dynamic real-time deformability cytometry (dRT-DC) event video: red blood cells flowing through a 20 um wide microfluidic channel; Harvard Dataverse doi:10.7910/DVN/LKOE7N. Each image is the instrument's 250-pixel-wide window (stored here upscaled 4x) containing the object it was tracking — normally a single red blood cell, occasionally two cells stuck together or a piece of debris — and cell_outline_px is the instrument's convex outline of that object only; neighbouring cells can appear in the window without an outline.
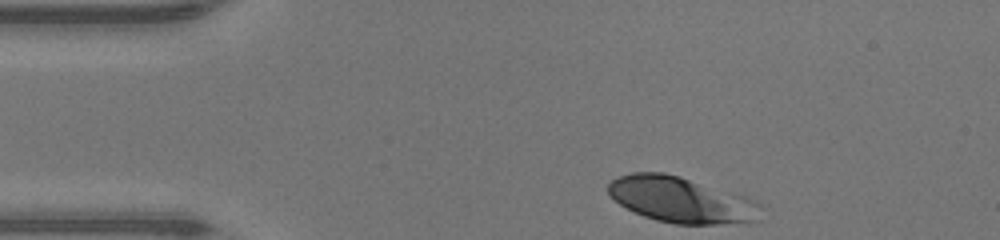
{"species": "human", "species_latin": "Homo sapiens", "temperature_condition": "warm", "stored_images_in_passage": 32, "camera_frame_rate_fps": 3000, "um_per_image_px": 0.085, "donor": {"sex": "male"}, "frame": {"image": 1, "passage_image": 1, "time_ms": 0.0, "image_size_px": [1000, 240], "cell_outline_px": [[760, 220], [716, 224], [676, 224], [656, 220], [644, 216], [620, 204], [608, 192], [608, 184], [612, 180], [620, 176], [632, 172], [664, 172], [680, 176], [748, 196], [756, 200], [760, 204]], "centroid_in_image_um": [57.94, 16.97], "position_along_channel_um": 27.1, "area_um2": 40.69}}
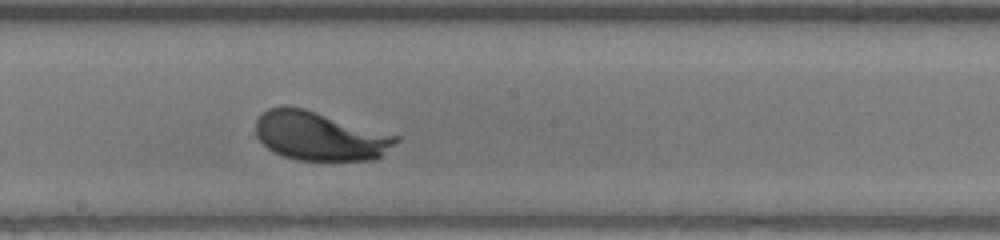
{"frame": {"image": 2, "passage_image": 19, "time_ms": 6.0, "image_size_px": [1000, 240], "cell_outline_px": [[400, 140], [376, 160], [296, 160], [272, 152], [256, 136], [256, 120], [268, 108], [304, 108], [400, 136]], "centroid_in_image_um": [27.21, 11.59], "position_along_channel_um": 221.0, "area_um2": 39.59}}
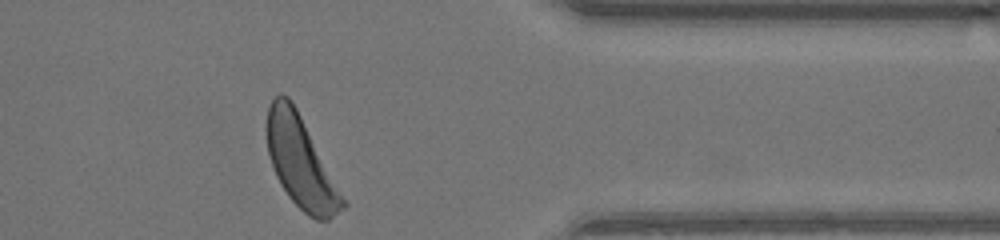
{"frame": {"image": 3, "passage_image": 32, "time_ms": 10.333, "image_size_px": [1000, 240], "cell_outline_px": [[348, 204], [344, 208], [328, 220], [316, 220], [308, 216], [288, 196], [280, 184], [272, 168], [268, 152], [264, 128], [268, 104], [280, 92], [288, 96], [296, 108]], "centroid_in_image_um": [25.52, 13.78], "position_along_channel_um": 385.9, "area_um2": 40.17}, "authors_computed_cell_mechanics": {"area_um2": 40.1421, "velocity_mm_per_s": 4.2535, "shape_relaxation_time_tau1_ms": 1.5426, "shape_relaxation_time_tau2_ms": null, "deformation_change_tau1": 0.1376, "deformation_change_tau2": null}}